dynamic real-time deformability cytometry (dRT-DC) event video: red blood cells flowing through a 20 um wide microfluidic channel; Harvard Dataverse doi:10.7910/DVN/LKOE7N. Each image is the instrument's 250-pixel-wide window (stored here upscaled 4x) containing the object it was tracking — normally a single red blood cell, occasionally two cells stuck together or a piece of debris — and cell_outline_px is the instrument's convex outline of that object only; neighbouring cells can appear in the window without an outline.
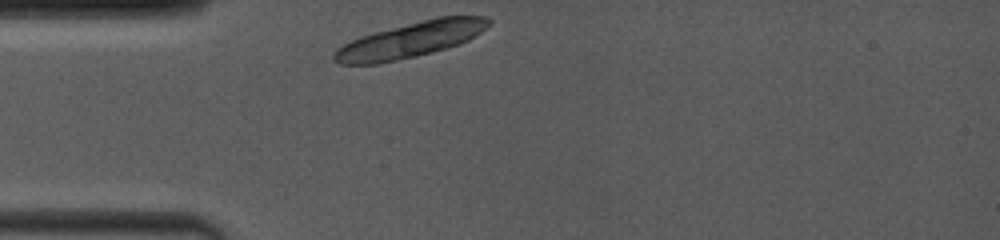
{"species": "common noctule bat (a hibernating species)", "species_latin": "Nyctalus noctula", "temperature_condition": "room temperature", "stored_images_in_passage": 2, "camera_frame_rate_fps": 4000, "um_per_image_px": 0.085, "animal": {"sex": "female", "body_mass_g": 19.0, "forearm_length_mm": 53.3}, "frame": {"image": 1, "passage_image": 1, "time_ms": 0.0, "image_size_px": [1000, 240], "cell_outline_px": [[492, 24], [468, 40], [432, 52], [416, 56], [380, 64], [340, 64], [332, 60], [332, 52], [336, 48], [352, 40], [376, 32], [436, 16], [484, 16], [492, 20]], "centroid_in_image_um": [34.88, 3.39], "position_along_channel_um": 50.1, "area_um2": 31.67}}